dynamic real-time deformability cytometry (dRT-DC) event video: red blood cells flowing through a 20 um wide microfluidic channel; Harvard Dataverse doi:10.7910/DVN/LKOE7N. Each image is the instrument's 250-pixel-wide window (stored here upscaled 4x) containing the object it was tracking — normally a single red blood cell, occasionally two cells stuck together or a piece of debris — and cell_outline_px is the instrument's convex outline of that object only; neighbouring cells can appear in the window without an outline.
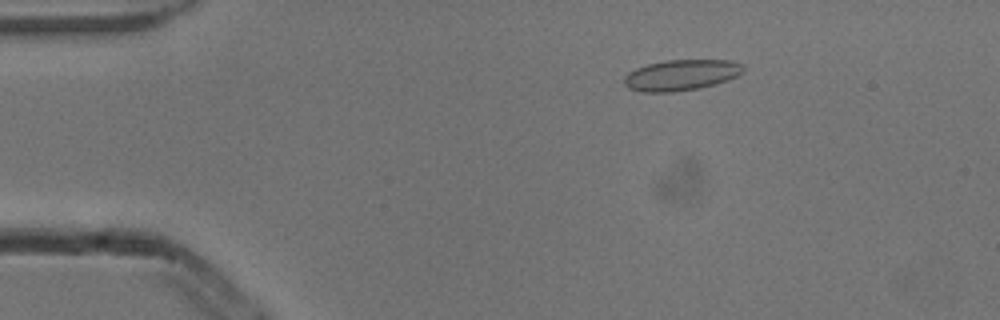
{"species": "common noctule bat (a hibernating species)", "species_latin": "Nyctalus noctula", "temperature_condition": "cold", "stored_images_in_passage": 53, "camera_frame_rate_fps": 3000, "um_per_image_px": 0.085, "animal": {"sex": "male", "body_mass_g": 13.3}, "frame": {"image": 1, "passage_image": 9, "time_ms": 2.667, "image_size_px": [1000, 320], "cell_outline_px": [[744, 72], [728, 80], [716, 84], [700, 88], [672, 92], [640, 92], [628, 88], [624, 84], [624, 76], [628, 72], [636, 68], [648, 64], [664, 60], [732, 60], [744, 64]], "centroid_in_image_um": [57.91, 6.38], "position_along_channel_um": 27.1, "area_um2": 21.68}}
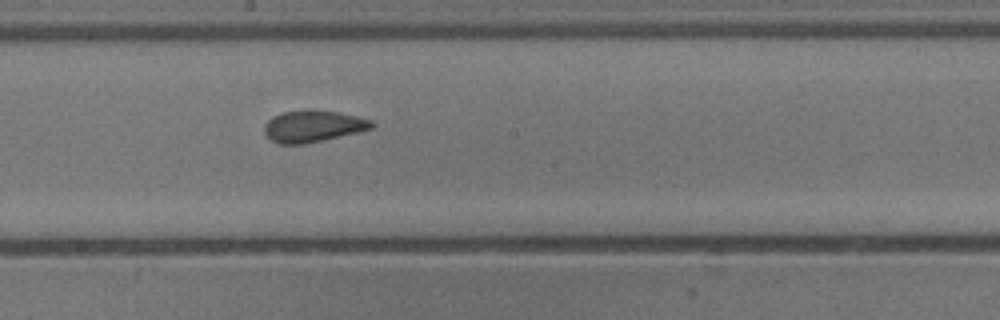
{"frame": {"image": 2, "passage_image": 29, "time_ms": 9.333, "image_size_px": [1000, 320], "cell_outline_px": [[376, 124], [372, 128], [324, 140], [304, 144], [280, 144], [272, 140], [264, 132], [264, 124], [272, 116], [284, 112], [336, 112], [356, 116], [372, 120]], "centroid_in_image_um": [26.6, 10.76], "position_along_channel_um": 221.6, "area_um2": 19.13}}
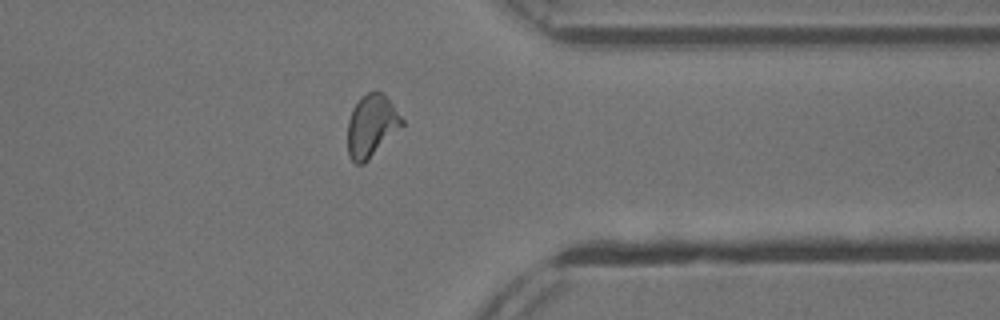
{"frame": {"image": 3, "passage_image": 42, "time_ms": 13.667, "image_size_px": [1000, 320], "cell_outline_px": [[404, 124], [364, 164], [356, 164], [352, 160], [348, 152], [348, 120], [352, 108], [360, 96], [368, 92], [380, 92], [392, 104], [404, 120]], "centroid_in_image_um": [31.55, 10.7], "position_along_channel_um": 379.8, "area_um2": 19.48}, "authors_computed_cell_mechanics": {"area_um2": 19.8832, "velocity_mm_per_s": 3.8432, "shape_relaxation_time_tau1_ms": null, "shape_relaxation_time_tau2_ms": 1.4133, "deformation_change_tau1": null, "deformation_change_tau2": 0.063}}